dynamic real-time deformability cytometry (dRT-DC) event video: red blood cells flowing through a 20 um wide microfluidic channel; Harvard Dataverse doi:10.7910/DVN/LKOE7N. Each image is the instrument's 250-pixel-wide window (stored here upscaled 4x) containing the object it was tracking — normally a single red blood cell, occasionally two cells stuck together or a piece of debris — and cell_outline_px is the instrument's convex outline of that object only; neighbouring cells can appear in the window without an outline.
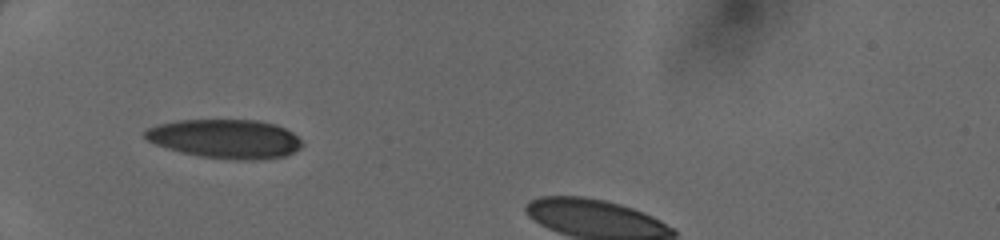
{"species": "human", "species_latin": "Homo sapiens", "temperature_condition": "cold", "stored_images_in_passage": 15, "segment_of_instrument_passage": [2, 3], "camera_frame_rate_fps": 3000, "um_per_image_px": 0.085, "donor": {"sex": "female"}, "frame": {"image": 1, "passage_image": 12, "time_ms": 3.667, "image_size_px": [1000, 240], "cell_outline_px": [[300, 148], [284, 156], [256, 160], [236, 160], [200, 156], [180, 152], [156, 144], [148, 140], [144, 136], [144, 132], [148, 128], [160, 124], [180, 120], [256, 120], [276, 124], [292, 132], [300, 140]], "centroid_in_image_um": [19.15, 11.8], "position_along_channel_um": 65.9, "area_um2": 35.37}}